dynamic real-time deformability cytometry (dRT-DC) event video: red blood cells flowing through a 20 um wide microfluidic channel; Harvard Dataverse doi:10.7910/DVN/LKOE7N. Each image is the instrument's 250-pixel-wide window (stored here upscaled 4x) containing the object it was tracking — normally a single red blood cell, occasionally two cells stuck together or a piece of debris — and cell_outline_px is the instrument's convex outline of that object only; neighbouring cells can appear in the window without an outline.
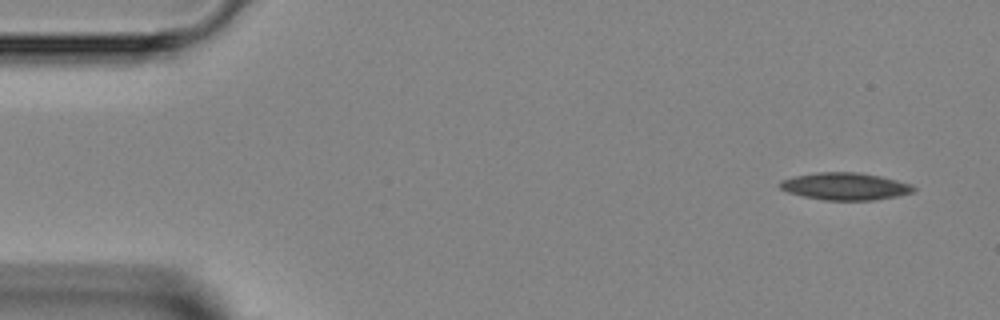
{"species": "Egyptian fruit bat (a non-hibernating species)", "species_latin": "Rousettus aegyptiacus", "temperature_condition": "room temperature", "stored_images_in_passage": 45, "camera_frame_rate_fps": 3000, "um_per_image_px": 0.085, "animal": {"sex": "female"}, "frame": {"image": 1, "passage_image": 1, "time_ms": 0.0, "image_size_px": [1000, 320], "cell_outline_px": [[916, 192], [900, 196], [872, 200], [824, 200], [804, 196], [788, 192], [780, 188], [780, 180], [792, 176], [816, 172], [860, 172], [880, 176], [912, 184], [916, 188]], "centroid_in_image_um": [71.87, 15.83], "position_along_channel_um": 13.1, "area_um2": 21.44}}
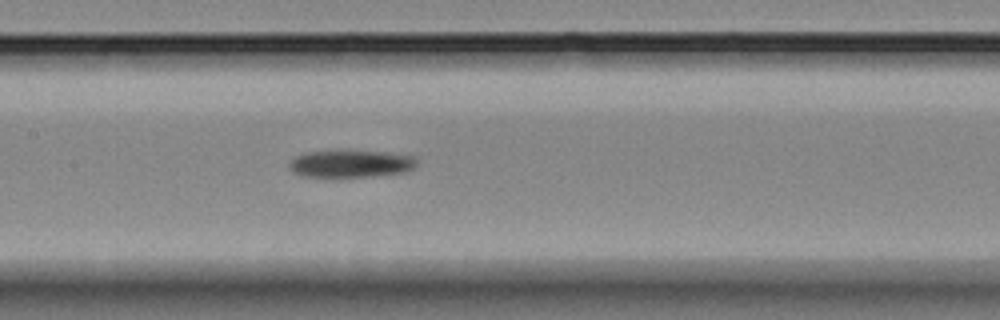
{"frame": {"image": 2, "passage_image": 20, "time_ms": 6.333, "image_size_px": [1000, 320], "cell_outline_px": [[416, 164], [412, 168], [404, 172], [368, 176], [304, 176], [292, 172], [288, 168], [288, 164], [296, 156], [308, 152], [336, 148], [344, 148], [384, 152], [416, 156]], "centroid_in_image_um": [29.78, 13.86], "position_along_channel_um": 177.6, "area_um2": 20.81}}
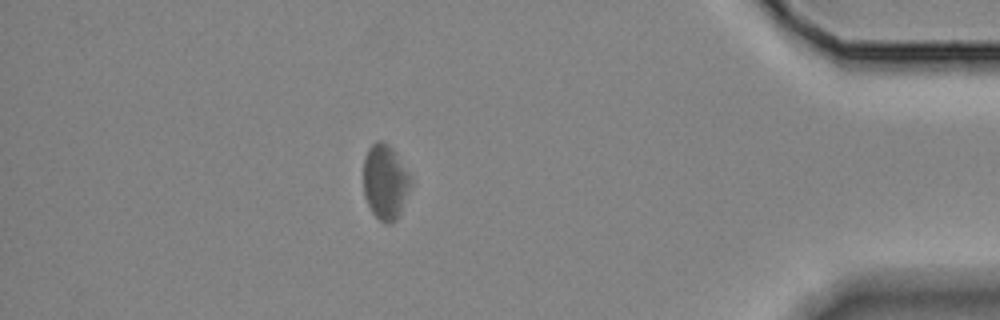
{"frame": {"image": 3, "passage_image": 39, "time_ms": 12.667, "image_size_px": [1000, 320], "cell_outline_px": [[412, 180], [400, 212], [396, 220], [392, 224], [388, 224], [380, 220], [372, 212], [364, 196], [364, 156], [368, 148], [376, 140], [380, 140], [388, 144], [392, 148], [408, 172]], "centroid_in_image_um": [32.72, 15.45], "position_along_channel_um": 402.5, "area_um2": 20.46}}